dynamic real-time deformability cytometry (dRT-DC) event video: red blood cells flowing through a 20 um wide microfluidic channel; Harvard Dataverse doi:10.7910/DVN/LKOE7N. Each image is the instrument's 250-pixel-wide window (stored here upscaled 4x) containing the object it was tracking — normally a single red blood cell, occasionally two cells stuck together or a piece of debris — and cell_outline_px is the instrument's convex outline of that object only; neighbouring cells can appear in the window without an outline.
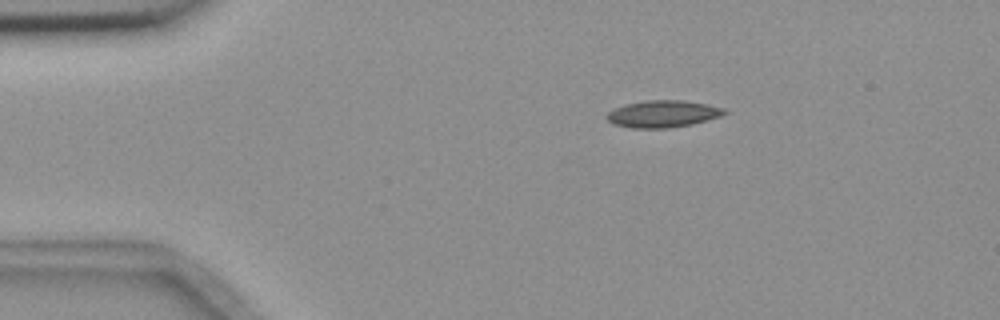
{"species": "common noctule bat (a hibernating species)", "species_latin": "Nyctalus noctula", "temperature_condition": "room temperature", "stored_images_in_passage": 8, "camera_frame_rate_fps": 3000, "um_per_image_px": 0.085, "animal": {"sex": "female", "body_mass_g": 18.4}, "frame": {"image": 1, "passage_image": 3, "time_ms": 2.0, "image_size_px": [1000, 320], "cell_outline_px": [[728, 112], [720, 116], [692, 124], [668, 128], [632, 128], [612, 124], [604, 116], [608, 112], [624, 104], [648, 100], [680, 100], [708, 104], [724, 108]], "centroid_in_image_um": [56.32, 9.68], "position_along_channel_um": 28.7, "area_um2": 18.5}}
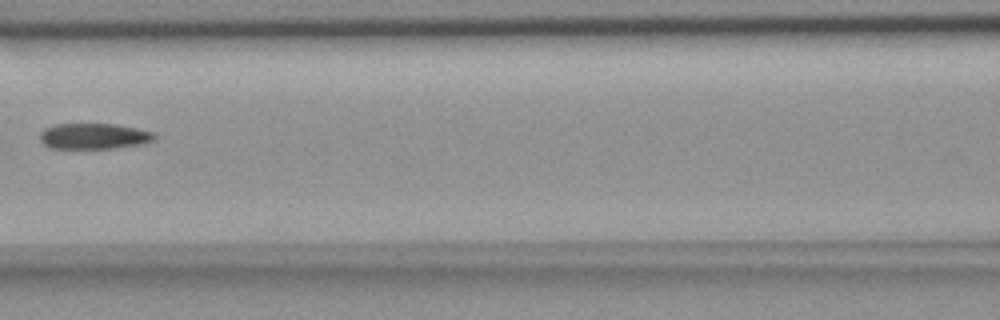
{"frame": {"image": 2, "passage_image": 7, "time_ms": 7.0, "image_size_px": [1000, 320], "cell_outline_px": [[156, 136], [152, 140], [140, 144], [112, 148], [52, 148], [44, 144], [40, 140], [40, 132], [44, 128], [56, 124], [112, 124], [136, 128], [152, 132]], "centroid_in_image_um": [7.93, 11.57], "position_along_channel_um": 158.7, "area_um2": 16.94}}
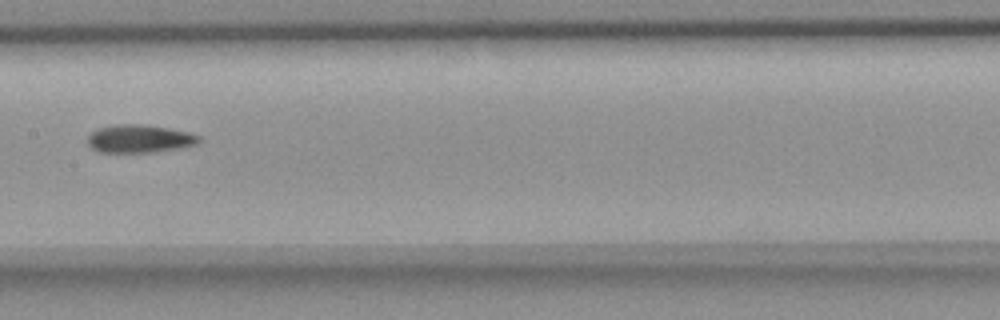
{"frame": {"image": 3, "passage_image": 8, "time_ms": 8.0, "image_size_px": [1000, 320], "cell_outline_px": [[204, 140], [196, 144], [184, 148], [156, 152], [100, 152], [92, 148], [88, 144], [88, 136], [96, 128], [116, 124], [144, 124], [168, 128], [188, 132], [200, 136]], "centroid_in_image_um": [11.9, 11.79], "position_along_channel_um": 195.5, "area_um2": 18.44}}